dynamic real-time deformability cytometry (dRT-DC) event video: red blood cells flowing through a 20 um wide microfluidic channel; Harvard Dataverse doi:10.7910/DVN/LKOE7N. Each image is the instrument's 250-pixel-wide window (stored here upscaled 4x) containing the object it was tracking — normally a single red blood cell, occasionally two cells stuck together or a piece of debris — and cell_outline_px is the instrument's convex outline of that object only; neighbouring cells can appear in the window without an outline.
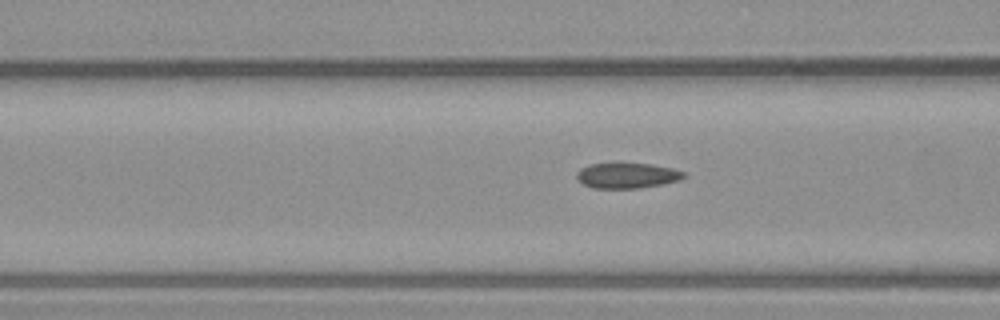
{"species": "common noctule bat (a hibernating species)", "species_latin": "Nyctalus noctula", "temperature_condition": "warm", "stored_images_in_passage": 34, "camera_frame_rate_fps": 3000, "um_per_image_px": 0.085, "animal": {"sex": "male", "body_mass_g": 23.1, "forearm_length_mm": 52.7}, "frame": {"image": 1, "passage_image": 13, "time_ms": 4.0, "image_size_px": [1000, 320], "cell_outline_px": [[688, 176], [680, 180], [664, 184], [640, 188], [592, 188], [576, 180], [576, 172], [580, 168], [588, 164], [612, 160], [616, 160], [652, 164], [672, 168], [684, 172]], "centroid_in_image_um": [53.26, 14.87], "position_along_channel_um": 113.3, "area_um2": 16.94}}
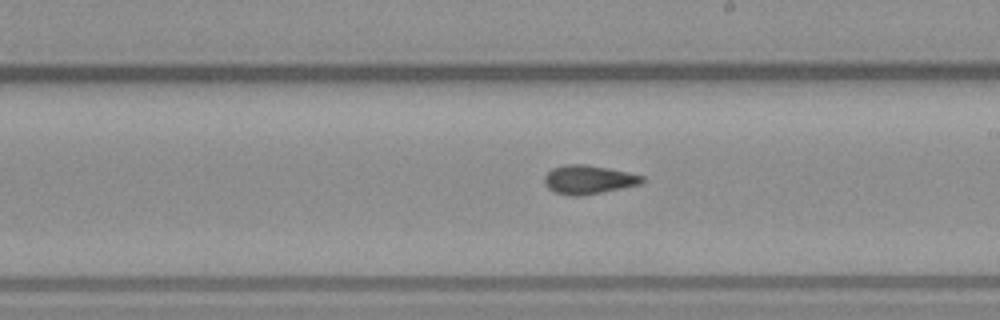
{"frame": {"image": 2, "passage_image": 23, "time_ms": 7.333, "image_size_px": [1000, 320], "cell_outline_px": [[644, 180], [640, 184], [580, 196], [572, 196], [556, 192], [548, 188], [544, 184], [544, 176], [552, 168], [564, 164], [588, 164], [628, 172], [644, 176]], "centroid_in_image_um": [49.99, 15.25], "position_along_channel_um": 239.0, "area_um2": 16.3}}
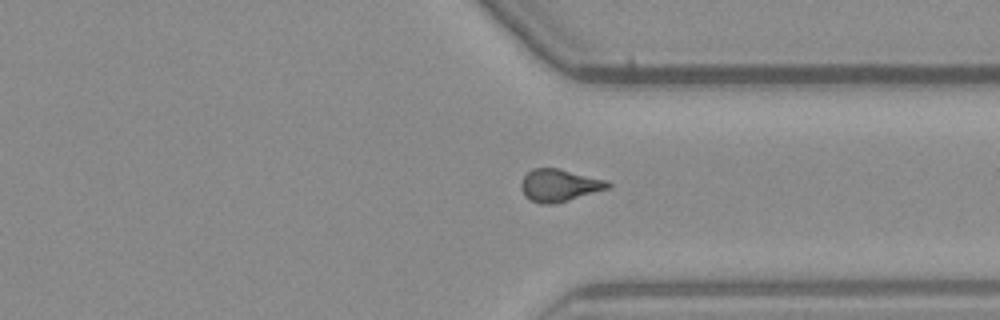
{"frame": {"image": 3, "passage_image": 33, "time_ms": 10.667, "image_size_px": [1000, 320], "cell_outline_px": [[612, 188], [556, 204], [540, 204], [528, 200], [524, 196], [520, 188], [520, 184], [524, 176], [532, 168], [560, 168], [608, 180], [612, 184]], "centroid_in_image_um": [47.57, 15.76], "position_along_channel_um": 363.8, "area_um2": 16.94}}